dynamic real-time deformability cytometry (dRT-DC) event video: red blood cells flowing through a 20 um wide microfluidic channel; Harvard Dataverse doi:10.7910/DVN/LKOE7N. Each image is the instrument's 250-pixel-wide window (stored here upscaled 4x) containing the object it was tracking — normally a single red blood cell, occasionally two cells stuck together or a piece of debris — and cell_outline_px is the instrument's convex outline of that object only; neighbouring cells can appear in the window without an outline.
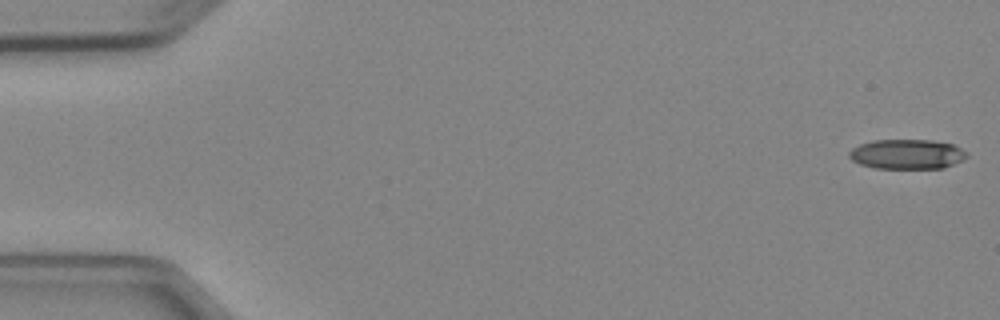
{"species": "Egyptian fruit bat (a non-hibernating species)", "species_latin": "Rousettus aegyptiacus", "temperature_condition": "cold", "stored_images_in_passage": 4, "camera_frame_rate_fps": 3000, "um_per_image_px": 0.085, "animal": {"sex": "female"}, "frame": {"image": 1, "passage_image": 1, "time_ms": 0.0, "image_size_px": [1000, 320], "cell_outline_px": [[968, 156], [944, 168], [872, 168], [860, 164], [852, 160], [848, 156], [848, 152], [852, 148], [860, 144], [872, 140], [932, 140], [952, 144], [968, 152]], "centroid_in_image_um": [77.06, 13.1], "position_along_channel_um": 7.9, "area_um2": 20.4}}
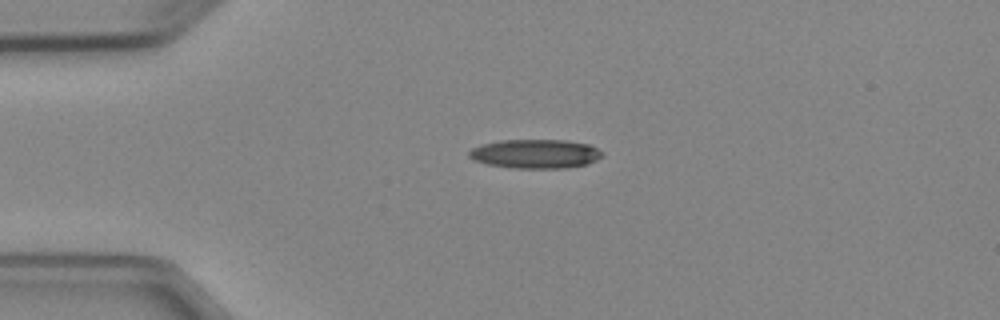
{"frame": {"image": 2, "passage_image": 4, "time_ms": 3.667, "image_size_px": [1000, 320], "cell_outline_px": [[604, 156], [588, 164], [568, 168], [512, 168], [488, 164], [476, 160], [468, 156], [468, 152], [472, 148], [480, 144], [500, 140], [568, 140], [588, 144], [604, 152]], "centroid_in_image_um": [45.54, 13.07], "position_along_channel_um": 39.5, "area_um2": 22.72}}